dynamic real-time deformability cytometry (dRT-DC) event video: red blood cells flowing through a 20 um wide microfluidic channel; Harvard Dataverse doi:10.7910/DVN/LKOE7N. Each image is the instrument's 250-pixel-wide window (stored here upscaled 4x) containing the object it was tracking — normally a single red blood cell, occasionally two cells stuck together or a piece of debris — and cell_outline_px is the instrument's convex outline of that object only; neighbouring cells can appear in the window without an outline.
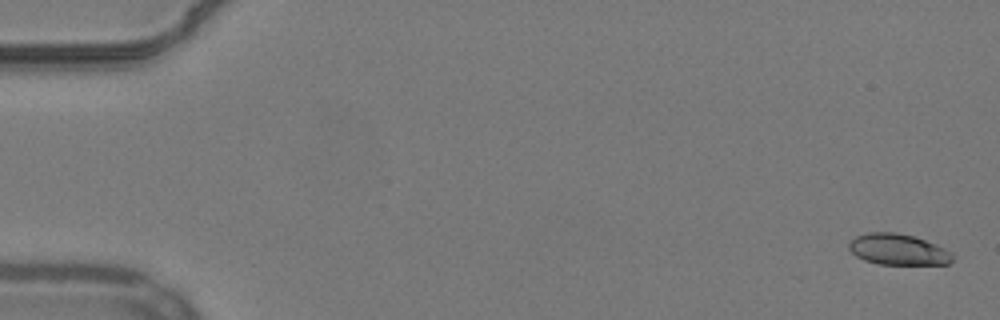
{"species": "common noctule bat (a hibernating species)", "species_latin": "Nyctalus noctula", "temperature_condition": "warm", "stored_images_in_passage": 50, "camera_frame_rate_fps": 3000, "um_per_image_px": 0.085, "animal": {"sex": "male", "body_mass_g": 19.2, "forearm_length_mm": 51.8}, "frame": {"image": 1, "passage_image": 2, "time_ms": 0.333, "image_size_px": [1000, 320], "cell_outline_px": [[956, 256], [948, 264], [880, 264], [864, 260], [856, 256], [848, 248], [848, 244], [856, 236], [868, 232], [896, 232], [912, 236], [936, 244], [952, 252]], "centroid_in_image_um": [76.35, 21.2], "position_along_channel_um": 8.6, "area_um2": 18.73}}
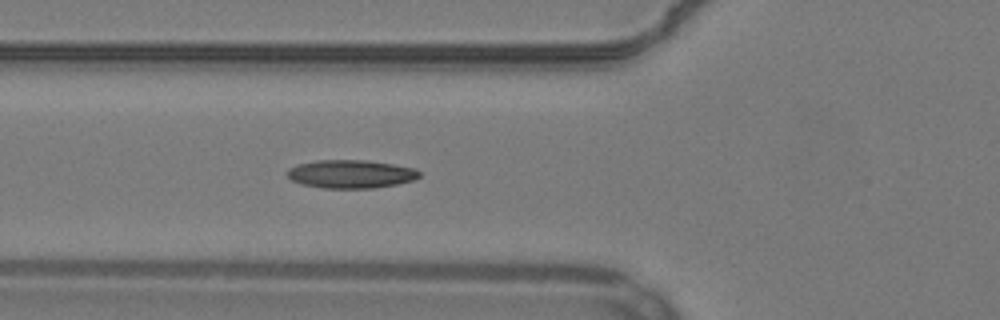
{"frame": {"image": 2, "passage_image": 21, "time_ms": 6.667, "image_size_px": [1000, 320], "cell_outline_px": [[420, 176], [416, 180], [396, 184], [372, 188], [324, 188], [300, 184], [292, 180], [288, 176], [288, 168], [300, 164], [316, 160], [368, 160], [416, 168], [420, 172]], "centroid_in_image_um": [29.85, 14.79], "position_along_channel_um": 95.9, "area_um2": 21.79}}
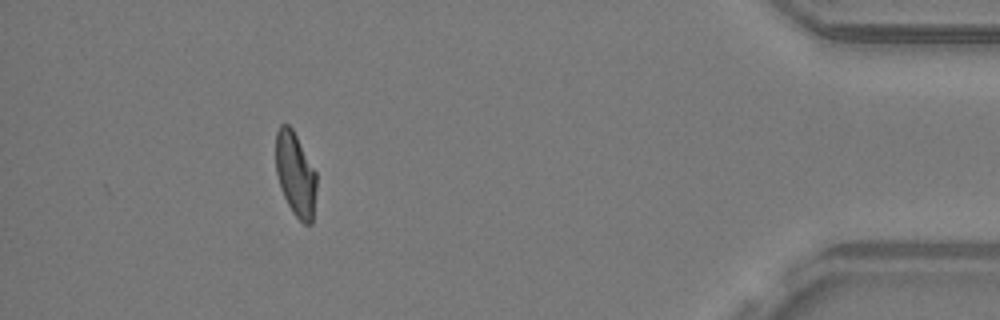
{"frame": {"image": 3, "passage_image": 50, "time_ms": 16.333, "image_size_px": [1000, 320], "cell_outline_px": [[316, 188], [312, 224], [304, 224], [292, 212], [280, 188], [276, 172], [276, 132], [280, 124], [288, 124], [292, 128], [316, 172]], "centroid_in_image_um": [25.11, 14.81], "position_along_channel_um": 410.1, "area_um2": 19.83}, "authors_computed_cell_mechanics": {"area_um2": 20.2878, "velocity_mm_per_s": 3.8352, "shape_relaxation_time_tau1_ms": 7.3598, "shape_relaxation_time_tau2_ms": 2.3222, "deformation_change_tau1": 0.184, "deformation_change_tau2": 0.0771}}